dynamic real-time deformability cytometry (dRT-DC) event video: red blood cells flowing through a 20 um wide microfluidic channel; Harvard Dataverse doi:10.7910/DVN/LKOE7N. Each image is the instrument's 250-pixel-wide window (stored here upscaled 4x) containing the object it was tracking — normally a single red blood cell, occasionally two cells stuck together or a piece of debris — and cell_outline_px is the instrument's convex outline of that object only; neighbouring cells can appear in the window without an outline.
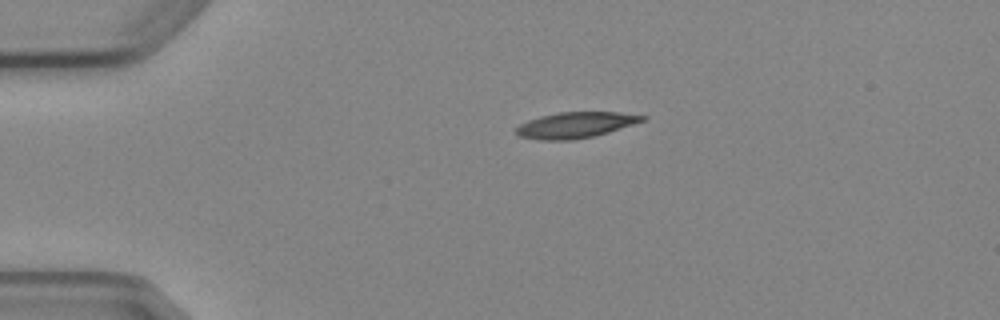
{"species": "Egyptian fruit bat (a non-hibernating species)", "species_latin": "Rousettus aegyptiacus", "temperature_condition": "cold", "stored_images_in_passage": 2, "camera_frame_rate_fps": 3000, "um_per_image_px": 0.085, "animal": {"sex": "female"}, "frame": {"image": 1, "passage_image": 2, "time_ms": 1.333, "image_size_px": [1000, 320], "cell_outline_px": [[648, 116], [644, 120], [608, 132], [592, 136], [572, 140], [540, 140], [516, 136], [516, 128], [520, 124], [528, 120], [540, 116], [560, 112], [620, 112]], "centroid_in_image_um": [48.88, 10.62], "position_along_channel_um": 36.1, "area_um2": 18.9}}